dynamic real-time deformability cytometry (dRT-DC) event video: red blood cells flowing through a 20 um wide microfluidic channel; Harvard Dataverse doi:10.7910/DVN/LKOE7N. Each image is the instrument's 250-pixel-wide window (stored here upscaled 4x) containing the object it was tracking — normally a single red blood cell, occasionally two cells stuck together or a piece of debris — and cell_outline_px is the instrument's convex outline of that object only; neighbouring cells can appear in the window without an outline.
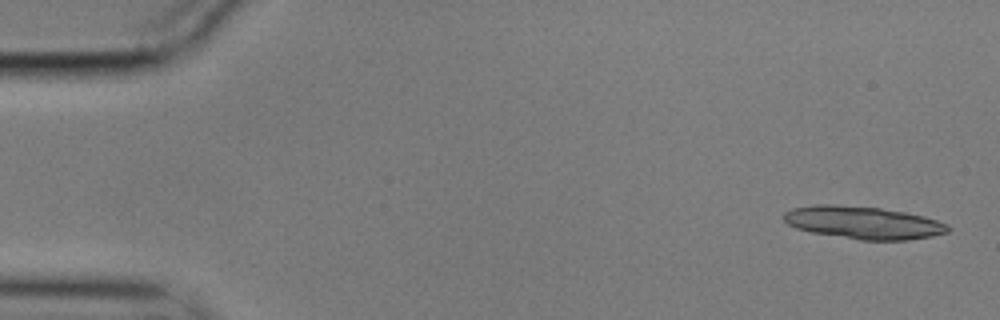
{"species": "common noctule bat (a hibernating species)", "species_latin": "Nyctalus noctula", "temperature_condition": "cold", "stored_images_in_passage": 42, "segment_of_instrument_passage": [1, 2], "camera_frame_rate_fps": 3000, "um_per_image_px": 0.085, "animal": {"sex": "male", "body_mass_g": 17.9}, "frame": {"image": 1, "passage_image": 2, "time_ms": 0.333, "image_size_px": [1000, 320], "cell_outline_px": [[952, 228], [948, 232], [932, 236], [908, 240], [860, 240], [812, 232], [796, 228], [788, 224], [780, 216], [784, 212], [792, 208], [812, 204], [832, 204], [880, 208], [904, 212], [924, 216], [948, 224]], "centroid_in_image_um": [73.36, 18.92], "position_along_channel_um": 11.6, "area_um2": 31.39}}